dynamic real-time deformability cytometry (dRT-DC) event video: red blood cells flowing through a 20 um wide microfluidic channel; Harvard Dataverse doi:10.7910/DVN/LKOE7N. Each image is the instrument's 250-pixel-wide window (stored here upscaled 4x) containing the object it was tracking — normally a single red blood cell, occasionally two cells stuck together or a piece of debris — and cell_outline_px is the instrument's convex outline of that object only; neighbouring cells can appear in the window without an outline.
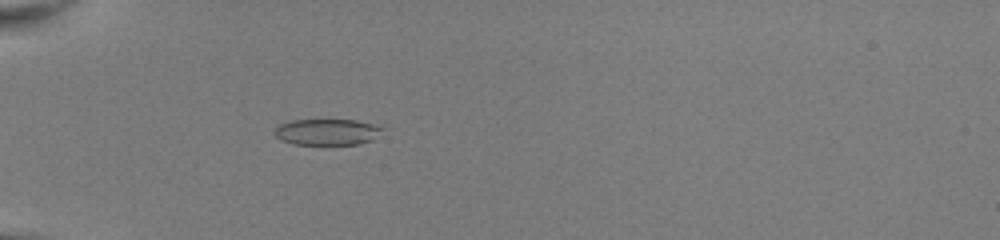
{"species": "common noctule bat (a hibernating species)", "species_latin": "Nyctalus noctula", "temperature_condition": "room temperature", "stored_images_in_passage": 35, "camera_frame_rate_fps": 3000, "um_per_image_px": 0.085, "animal": {"sex": "female", "body_mass_g": 22.0, "forearm_length_mm": 56.7}, "frame": {"image": 1, "passage_image": 1, "time_ms": 0.0, "image_size_px": [1000, 240], "cell_outline_px": [[388, 128], [372, 140], [360, 144], [292, 144], [280, 140], [272, 132], [280, 124], [292, 120], [356, 120]], "centroid_in_image_um": [27.83, 11.22], "position_along_channel_um": 57.2, "area_um2": 16.59}}
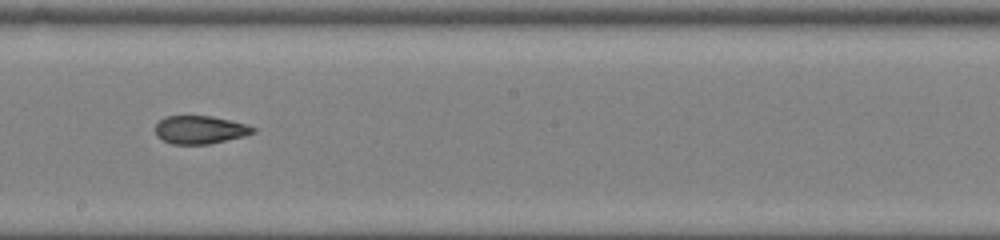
{"frame": {"image": 2, "passage_image": 15, "time_ms": 4.667, "image_size_px": [1000, 240], "cell_outline_px": [[256, 132], [244, 136], [208, 144], [172, 144], [156, 136], [156, 124], [164, 116], [212, 116], [248, 124], [256, 128]], "centroid_in_image_um": [17.02, 11.02], "position_along_channel_um": 231.2, "area_um2": 16.01}}
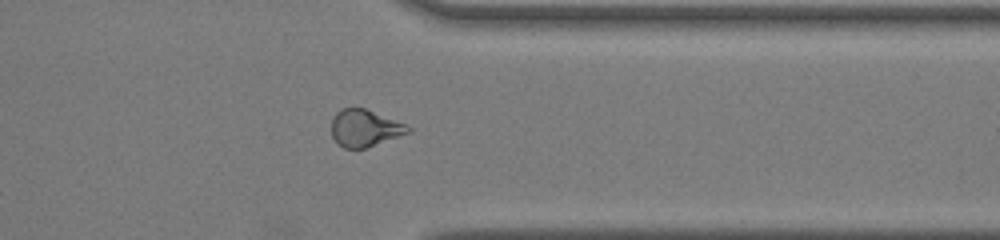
{"frame": {"image": 3, "passage_image": 26, "time_ms": 8.333, "image_size_px": [1000, 240], "cell_outline_px": [[412, 132], [364, 148], [344, 148], [332, 136], [332, 116], [340, 108], [364, 108], [408, 124], [412, 128]], "centroid_in_image_um": [31.04, 10.87], "position_along_channel_um": 380.4, "area_um2": 16.53}, "authors_computed_cell_mechanics": {"area_um2": 16.762, "velocity_mm_per_s": 4.0802, "shape_relaxation_time_tau1_ms": 4.9174, "shape_relaxation_time_tau2_ms": 1.9633, "deformation_change_tau1": 0.1571, "deformation_change_tau2": 0.08}}